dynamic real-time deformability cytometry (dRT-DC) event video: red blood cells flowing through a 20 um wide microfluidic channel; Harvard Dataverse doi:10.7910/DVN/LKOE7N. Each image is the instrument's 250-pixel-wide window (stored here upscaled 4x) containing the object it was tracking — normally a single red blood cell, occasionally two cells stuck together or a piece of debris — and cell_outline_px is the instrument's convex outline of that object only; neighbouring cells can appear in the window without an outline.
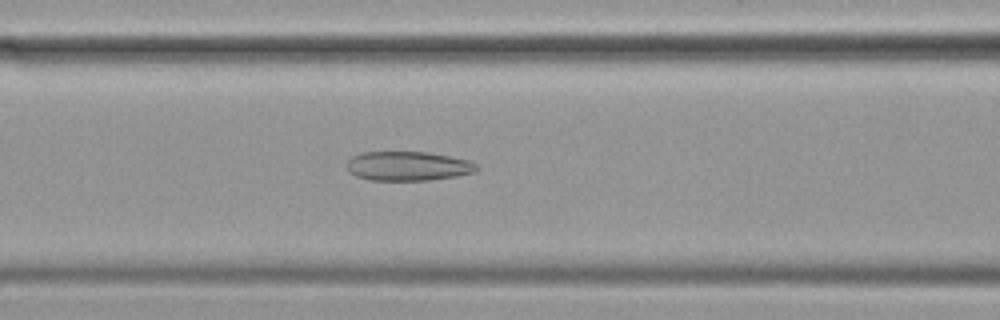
{"species": "common noctule bat (a hibernating species)", "species_latin": "Nyctalus noctula", "temperature_condition": "cold", "stored_images_in_passage": 58, "camera_frame_rate_fps": 3000, "um_per_image_px": 0.085, "animal": {"sex": "female", "body_mass_g": 19.9}, "frame": {"image": 1, "passage_image": 23, "time_ms": 7.333, "image_size_px": [1000, 320], "cell_outline_px": [[476, 172], [456, 176], [428, 180], [368, 180], [356, 176], [348, 172], [348, 160], [352, 156], [360, 152], [428, 152], [468, 160], [476, 164]], "centroid_in_image_um": [34.64, 14.11], "position_along_channel_um": 132.0, "area_um2": 22.08}}
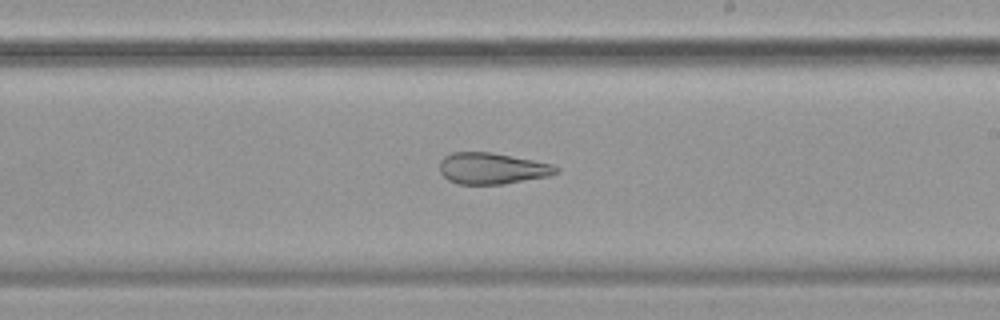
{"frame": {"image": 2, "passage_image": 33, "time_ms": 10.667, "image_size_px": [1000, 320], "cell_outline_px": [[560, 172], [548, 176], [504, 184], [460, 184], [448, 180], [440, 172], [440, 160], [444, 156], [452, 152], [492, 152], [552, 164], [560, 168]], "centroid_in_image_um": [41.83, 14.31], "position_along_channel_um": 247.2, "area_um2": 21.27}}
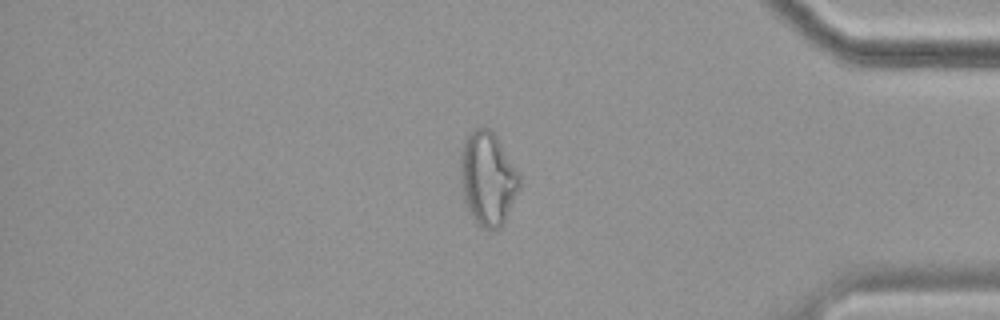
{"frame": {"image": 3, "passage_image": 48, "time_ms": 15.667, "image_size_px": [1000, 320], "cell_outline_px": [[520, 188], [504, 220], [496, 232], [488, 232], [476, 224], [468, 212], [464, 200], [460, 176], [460, 152], [464, 140], [476, 128], [488, 128], [496, 136], [520, 172]], "centroid_in_image_um": [41.45, 15.22], "position_along_channel_um": 393.7, "area_um2": 32.54}, "authors_computed_cell_mechanics": {"area_um2": 27.5128, "velocity_mm_per_s": 3.4719, "shape_relaxation_time_tau1_ms": null, "shape_relaxation_time_tau2_ms": 3.5639, "deformation_change_tau1": null, "deformation_change_tau2": 0.1291}}